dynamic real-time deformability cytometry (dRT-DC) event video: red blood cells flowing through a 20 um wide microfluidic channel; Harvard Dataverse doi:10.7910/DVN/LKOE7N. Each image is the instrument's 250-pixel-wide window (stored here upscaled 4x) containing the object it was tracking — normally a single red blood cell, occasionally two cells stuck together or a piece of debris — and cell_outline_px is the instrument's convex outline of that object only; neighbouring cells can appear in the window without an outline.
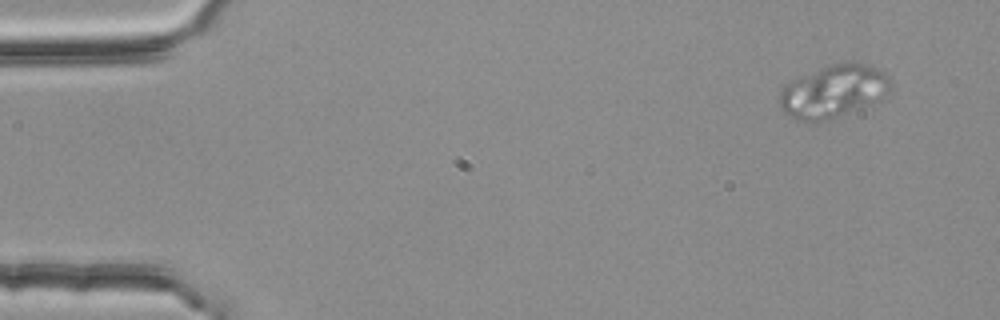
{"species": "common noctule bat (a hibernating species)", "species_latin": "Nyctalus noctula", "temperature_condition": "room temperature", "stored_images_in_passage": 51, "camera_frame_rate_fps": 3000, "um_per_image_px": 0.085, "animal": {"sex": "female", "body_mass_g": 25.1}, "frame": {"image": 1, "passage_image": 1, "time_ms": 0.0, "image_size_px": [1000, 320], "cell_outline_px": [[892, 84], [888, 92], [872, 100], [828, 120], [816, 124], [796, 120], [784, 112], [780, 108], [780, 92], [784, 84], [792, 80], [828, 64], [848, 60], [852, 60], [876, 68], [884, 72], [892, 80]], "centroid_in_image_um": [70.77, 7.73], "position_along_channel_um": 14.2, "area_um2": 33.81}}
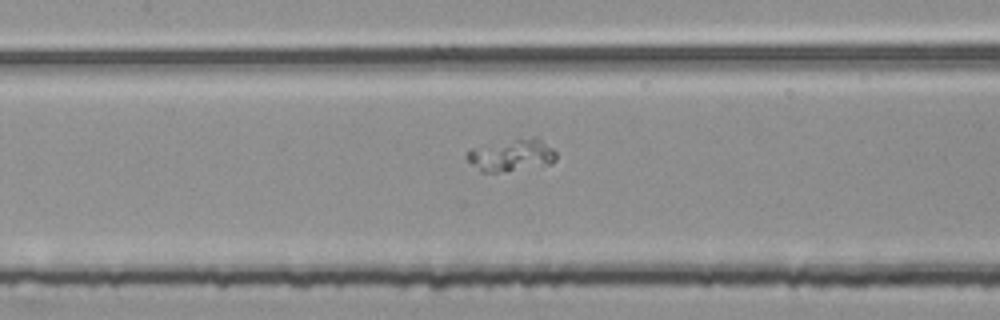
{"frame": {"image": 2, "passage_image": 22, "time_ms": 7.0, "image_size_px": [1000, 320], "cell_outline_px": [[556, 160], [552, 164], [496, 172], [480, 172], [464, 156], [464, 152], [468, 148], [532, 136], [536, 136], [552, 148], [556, 152]], "centroid_in_image_um": [43.45, 13.18], "position_along_channel_um": 164.0, "area_um2": 16.82}}
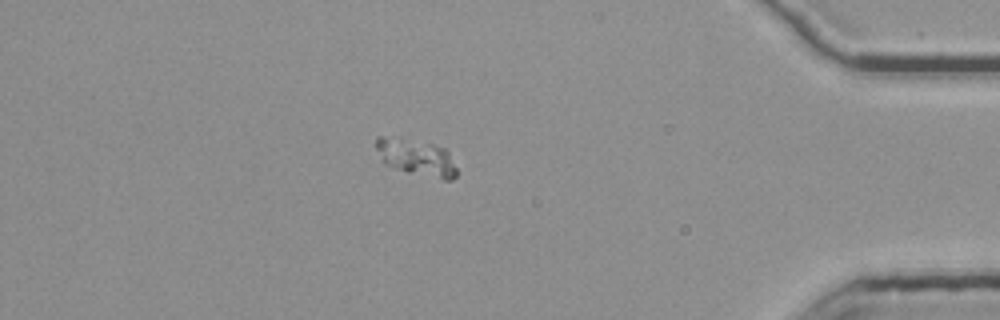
{"frame": {"image": 3, "passage_image": 44, "time_ms": 14.333, "image_size_px": [1000, 320], "cell_outline_px": [[456, 176], [452, 180], [444, 180], [408, 172], [392, 168], [384, 160], [376, 148], [376, 136], [380, 136], [432, 144], [444, 148], [448, 152], [456, 168]], "centroid_in_image_um": [35.43, 13.41], "position_along_channel_um": 399.8, "area_um2": 16.59}}